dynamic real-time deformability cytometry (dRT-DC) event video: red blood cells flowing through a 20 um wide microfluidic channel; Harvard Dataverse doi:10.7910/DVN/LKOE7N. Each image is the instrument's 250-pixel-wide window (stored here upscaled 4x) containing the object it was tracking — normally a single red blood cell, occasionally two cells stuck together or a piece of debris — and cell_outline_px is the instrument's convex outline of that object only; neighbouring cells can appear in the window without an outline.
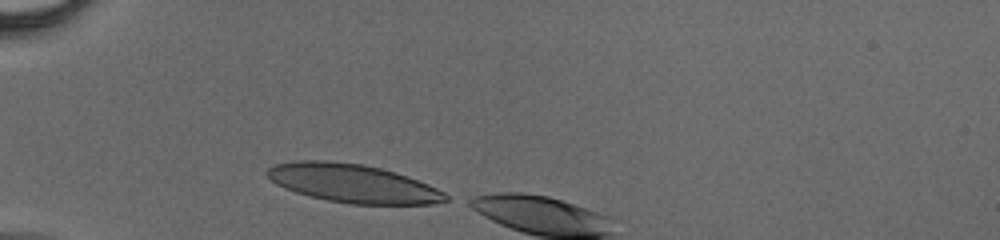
{"species": "human", "species_latin": "Homo sapiens", "temperature_condition": "cold", "stored_images_in_passage": 5, "camera_frame_rate_fps": 3000, "um_per_image_px": 0.085, "donor": {"sex": "male"}, "frame": {"image": 1, "passage_image": 1, "time_ms": 0.0, "image_size_px": [1000, 240], "cell_outline_px": [[448, 200], [432, 204], [352, 204], [328, 200], [296, 192], [284, 188], [276, 184], [264, 172], [268, 168], [276, 164], [296, 160], [324, 160], [364, 164], [396, 172], [408, 176], [428, 184], [444, 192], [448, 196]], "centroid_in_image_um": [29.99, 15.57], "position_along_channel_um": 55.0, "area_um2": 39.88}}